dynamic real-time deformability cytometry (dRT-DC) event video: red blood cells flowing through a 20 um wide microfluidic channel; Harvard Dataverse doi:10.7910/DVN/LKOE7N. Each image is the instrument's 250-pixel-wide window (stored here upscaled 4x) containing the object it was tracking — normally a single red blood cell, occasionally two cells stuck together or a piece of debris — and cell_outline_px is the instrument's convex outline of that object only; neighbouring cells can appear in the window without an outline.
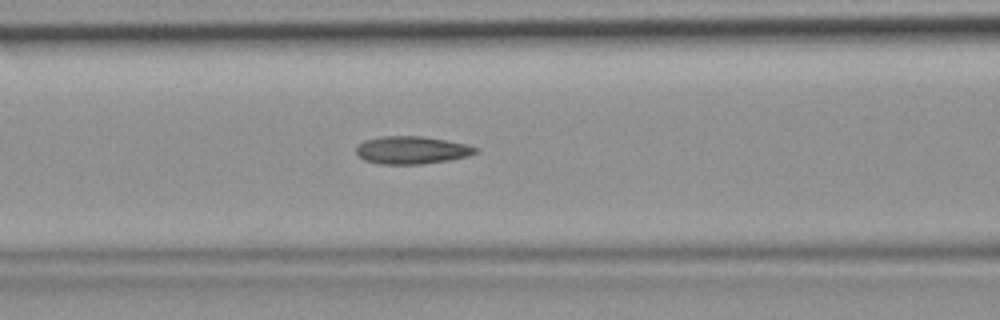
{"species": "common noctule bat (a hibernating species)", "species_latin": "Nyctalus noctula", "temperature_condition": "room temperature", "stored_images_in_passage": 34, "camera_frame_rate_fps": 3000, "um_per_image_px": 0.085, "animal": {"sex": "female", "body_mass_g": 19.9}, "frame": {"image": 1, "passage_image": 10, "time_ms": 3.0, "image_size_px": [1000, 320], "cell_outline_px": [[476, 152], [468, 156], [448, 160], [424, 164], [380, 164], [364, 160], [356, 152], [356, 148], [364, 140], [380, 136], [420, 136], [444, 140], [464, 144], [476, 148]], "centroid_in_image_um": [34.95, 12.76], "position_along_channel_um": 131.7, "area_um2": 19.02}}
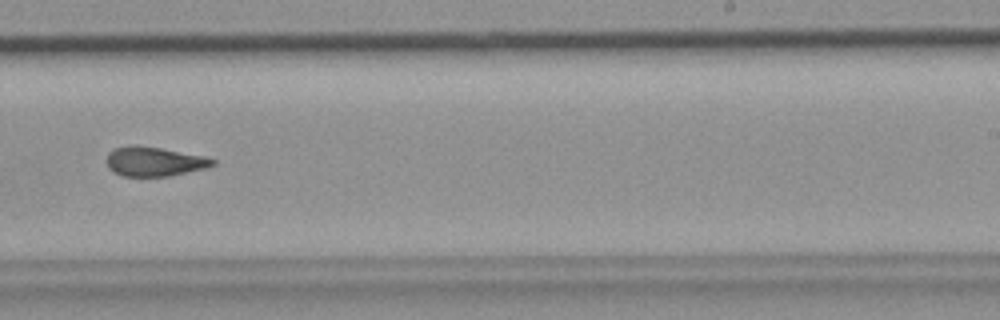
{"frame": {"image": 2, "passage_image": 20, "time_ms": 6.333, "image_size_px": [1000, 320], "cell_outline_px": [[216, 164], [204, 168], [168, 176], [124, 176], [112, 172], [108, 168], [108, 152], [116, 148], [128, 144], [136, 144], [160, 148], [204, 156], [216, 160]], "centroid_in_image_um": [13.08, 13.72], "position_along_channel_um": 275.9, "area_um2": 18.09}}